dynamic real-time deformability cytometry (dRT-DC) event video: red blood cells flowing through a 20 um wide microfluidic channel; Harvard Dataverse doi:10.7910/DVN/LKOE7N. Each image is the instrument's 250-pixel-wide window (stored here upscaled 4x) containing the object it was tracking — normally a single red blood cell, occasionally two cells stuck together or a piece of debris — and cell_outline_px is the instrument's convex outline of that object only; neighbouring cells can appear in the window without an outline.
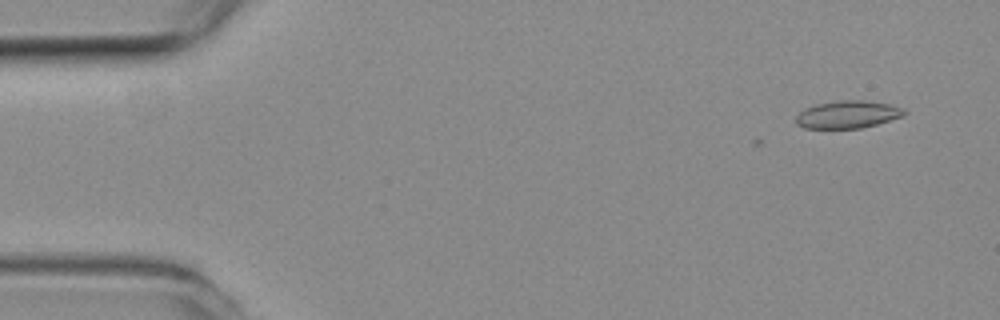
{"species": "common noctule bat (a hibernating species)", "species_latin": "Nyctalus noctula", "temperature_condition": "room temperature", "stored_images_in_passage": 4, "camera_frame_rate_fps": 3000, "um_per_image_px": 0.085, "animal": {"sex": "female", "body_mass_g": 19.3, "forearm_length_mm": 54.1}, "frame": {"image": 1, "passage_image": 4, "time_ms": 1.0, "image_size_px": [1000, 320], "cell_outline_px": [[908, 112], [904, 116], [876, 124], [860, 128], [804, 128], [796, 124], [796, 116], [804, 108], [816, 104], [840, 100], [864, 100], [888, 104], [904, 108]], "centroid_in_image_um": [72.06, 9.72], "position_along_channel_um": 12.9, "area_um2": 17.4}}